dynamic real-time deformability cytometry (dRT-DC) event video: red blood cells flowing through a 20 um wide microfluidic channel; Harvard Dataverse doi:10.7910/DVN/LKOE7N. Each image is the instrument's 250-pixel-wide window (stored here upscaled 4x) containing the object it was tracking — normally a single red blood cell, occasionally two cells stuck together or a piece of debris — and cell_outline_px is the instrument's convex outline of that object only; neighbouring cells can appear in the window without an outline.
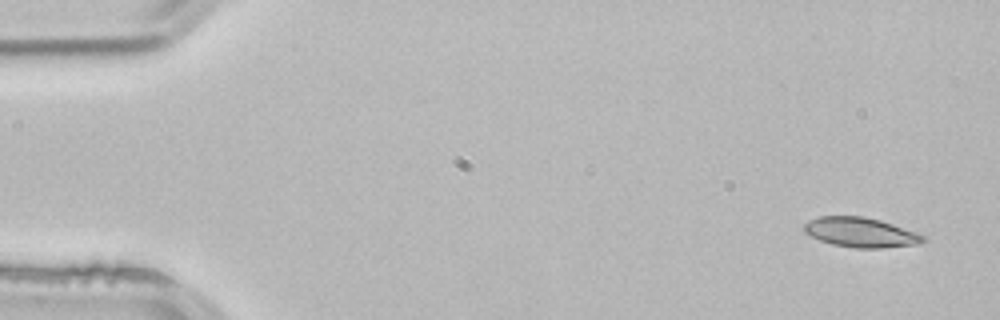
{"species": "common noctule bat (a hibernating species)", "species_latin": "Nyctalus noctula", "temperature_condition": "room temperature", "stored_images_in_passage": 3, "camera_frame_rate_fps": 3000, "um_per_image_px": 0.085, "animal": {"sex": "male", "body_mass_g": 21.5, "forearm_length_mm": 52.0}, "frame": {"image": 1, "passage_image": 1, "time_ms": 0.0, "image_size_px": [1000, 320], "cell_outline_px": [[928, 240], [920, 244], [880, 248], [856, 248], [832, 244], [820, 240], [804, 232], [804, 224], [808, 220], [816, 216], [864, 216], [880, 220], [916, 232], [924, 236]], "centroid_in_image_um": [73.16, 19.75], "position_along_channel_um": 11.8, "area_um2": 20.69}}